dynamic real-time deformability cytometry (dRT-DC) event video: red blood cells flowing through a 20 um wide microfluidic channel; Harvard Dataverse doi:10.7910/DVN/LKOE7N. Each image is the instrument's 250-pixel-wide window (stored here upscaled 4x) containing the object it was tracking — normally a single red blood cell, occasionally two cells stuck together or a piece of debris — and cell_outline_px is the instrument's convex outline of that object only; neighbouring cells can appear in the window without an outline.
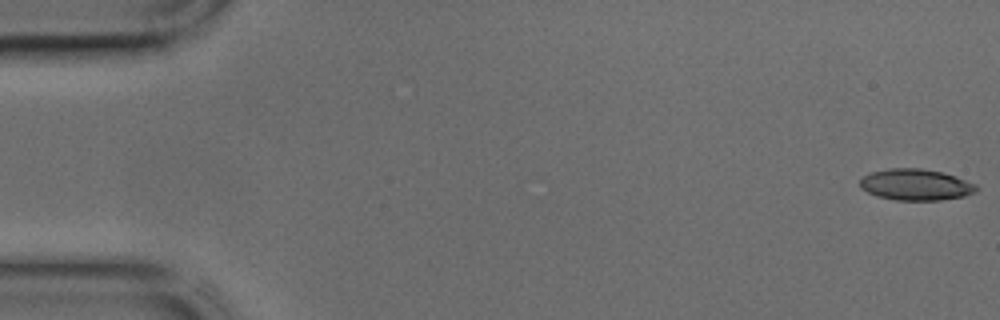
{"species": "common noctule bat (a hibernating species)", "species_latin": "Nyctalus noctula", "temperature_condition": "cold", "stored_images_in_passage": 9, "camera_frame_rate_fps": 3000, "um_per_image_px": 0.085, "animal": {"sex": "male", "body_mass_g": 17.9, "forearm_length_mm": 54.2}, "frame": {"image": 1, "passage_image": 1, "time_ms": 0.0, "image_size_px": [1000, 320], "cell_outline_px": [[980, 188], [976, 192], [964, 196], [940, 200], [896, 200], [876, 196], [860, 188], [860, 180], [864, 176], [872, 172], [888, 168], [920, 168], [940, 172], [976, 184]], "centroid_in_image_um": [77.83, 15.7], "position_along_channel_um": 7.2, "area_um2": 21.1}}